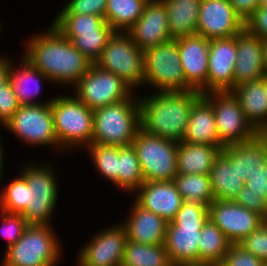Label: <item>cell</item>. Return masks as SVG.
Returning a JSON list of instances; mask_svg holds the SVG:
<instances>
[{
  "label": "cell",
  "mask_w": 267,
  "mask_h": 266,
  "mask_svg": "<svg viewBox=\"0 0 267 266\" xmlns=\"http://www.w3.org/2000/svg\"><path fill=\"white\" fill-rule=\"evenodd\" d=\"M177 42L186 83L193 90L207 93L209 40L192 34L177 38Z\"/></svg>",
  "instance_id": "20"
},
{
  "label": "cell",
  "mask_w": 267,
  "mask_h": 266,
  "mask_svg": "<svg viewBox=\"0 0 267 266\" xmlns=\"http://www.w3.org/2000/svg\"><path fill=\"white\" fill-rule=\"evenodd\" d=\"M143 183L144 177L133 145L118 147V188L129 196Z\"/></svg>",
  "instance_id": "36"
},
{
  "label": "cell",
  "mask_w": 267,
  "mask_h": 266,
  "mask_svg": "<svg viewBox=\"0 0 267 266\" xmlns=\"http://www.w3.org/2000/svg\"><path fill=\"white\" fill-rule=\"evenodd\" d=\"M86 149L100 177L118 188V146L91 143Z\"/></svg>",
  "instance_id": "37"
},
{
  "label": "cell",
  "mask_w": 267,
  "mask_h": 266,
  "mask_svg": "<svg viewBox=\"0 0 267 266\" xmlns=\"http://www.w3.org/2000/svg\"><path fill=\"white\" fill-rule=\"evenodd\" d=\"M259 6H267V0H259Z\"/></svg>",
  "instance_id": "49"
},
{
  "label": "cell",
  "mask_w": 267,
  "mask_h": 266,
  "mask_svg": "<svg viewBox=\"0 0 267 266\" xmlns=\"http://www.w3.org/2000/svg\"><path fill=\"white\" fill-rule=\"evenodd\" d=\"M165 4L172 39L196 34L201 0H161Z\"/></svg>",
  "instance_id": "29"
},
{
  "label": "cell",
  "mask_w": 267,
  "mask_h": 266,
  "mask_svg": "<svg viewBox=\"0 0 267 266\" xmlns=\"http://www.w3.org/2000/svg\"><path fill=\"white\" fill-rule=\"evenodd\" d=\"M245 28L262 40L267 39V6H259L245 22Z\"/></svg>",
  "instance_id": "44"
},
{
  "label": "cell",
  "mask_w": 267,
  "mask_h": 266,
  "mask_svg": "<svg viewBox=\"0 0 267 266\" xmlns=\"http://www.w3.org/2000/svg\"><path fill=\"white\" fill-rule=\"evenodd\" d=\"M221 154L230 164H235L236 172L246 182L267 161V133H259L247 142L228 145L221 150Z\"/></svg>",
  "instance_id": "24"
},
{
  "label": "cell",
  "mask_w": 267,
  "mask_h": 266,
  "mask_svg": "<svg viewBox=\"0 0 267 266\" xmlns=\"http://www.w3.org/2000/svg\"><path fill=\"white\" fill-rule=\"evenodd\" d=\"M1 56L0 54V87L9 82V71L11 66V59L9 56Z\"/></svg>",
  "instance_id": "46"
},
{
  "label": "cell",
  "mask_w": 267,
  "mask_h": 266,
  "mask_svg": "<svg viewBox=\"0 0 267 266\" xmlns=\"http://www.w3.org/2000/svg\"><path fill=\"white\" fill-rule=\"evenodd\" d=\"M2 21L0 20V37H1V33H3V32H1L2 31Z\"/></svg>",
  "instance_id": "50"
},
{
  "label": "cell",
  "mask_w": 267,
  "mask_h": 266,
  "mask_svg": "<svg viewBox=\"0 0 267 266\" xmlns=\"http://www.w3.org/2000/svg\"><path fill=\"white\" fill-rule=\"evenodd\" d=\"M73 87V95L91 110L123 101L134 92L116 74L95 63Z\"/></svg>",
  "instance_id": "14"
},
{
  "label": "cell",
  "mask_w": 267,
  "mask_h": 266,
  "mask_svg": "<svg viewBox=\"0 0 267 266\" xmlns=\"http://www.w3.org/2000/svg\"><path fill=\"white\" fill-rule=\"evenodd\" d=\"M212 191L215 200L234 201L241 189L245 186L230 162L220 153L210 171Z\"/></svg>",
  "instance_id": "30"
},
{
  "label": "cell",
  "mask_w": 267,
  "mask_h": 266,
  "mask_svg": "<svg viewBox=\"0 0 267 266\" xmlns=\"http://www.w3.org/2000/svg\"><path fill=\"white\" fill-rule=\"evenodd\" d=\"M45 30L27 38L22 57L44 73L51 83L72 89L89 71L93 62L82 55L52 24Z\"/></svg>",
  "instance_id": "1"
},
{
  "label": "cell",
  "mask_w": 267,
  "mask_h": 266,
  "mask_svg": "<svg viewBox=\"0 0 267 266\" xmlns=\"http://www.w3.org/2000/svg\"><path fill=\"white\" fill-rule=\"evenodd\" d=\"M11 59L9 82L11 83L20 106L33 104H50L53 97L46 101L38 100L42 90V81L51 83L50 79L37 68L33 67L25 58H21V65L13 64ZM42 80V81H41ZM32 84V85H31ZM37 97V98H36Z\"/></svg>",
  "instance_id": "25"
},
{
  "label": "cell",
  "mask_w": 267,
  "mask_h": 266,
  "mask_svg": "<svg viewBox=\"0 0 267 266\" xmlns=\"http://www.w3.org/2000/svg\"><path fill=\"white\" fill-rule=\"evenodd\" d=\"M173 182L184 202L209 206L215 200L209 174H177Z\"/></svg>",
  "instance_id": "35"
},
{
  "label": "cell",
  "mask_w": 267,
  "mask_h": 266,
  "mask_svg": "<svg viewBox=\"0 0 267 266\" xmlns=\"http://www.w3.org/2000/svg\"><path fill=\"white\" fill-rule=\"evenodd\" d=\"M0 191V210L16 214L25 210L26 178L20 172Z\"/></svg>",
  "instance_id": "38"
},
{
  "label": "cell",
  "mask_w": 267,
  "mask_h": 266,
  "mask_svg": "<svg viewBox=\"0 0 267 266\" xmlns=\"http://www.w3.org/2000/svg\"><path fill=\"white\" fill-rule=\"evenodd\" d=\"M224 147L179 142L177 174H210L215 160Z\"/></svg>",
  "instance_id": "28"
},
{
  "label": "cell",
  "mask_w": 267,
  "mask_h": 266,
  "mask_svg": "<svg viewBox=\"0 0 267 266\" xmlns=\"http://www.w3.org/2000/svg\"><path fill=\"white\" fill-rule=\"evenodd\" d=\"M1 135L2 134H0V187L2 186V185H4L3 183H1L2 182V180H3V177H2V175H4V173H2V172H4V167H5V165H4V162H5V159H4V155H5V153H4V146H3V141L1 140L2 138H1ZM4 166V167H3Z\"/></svg>",
  "instance_id": "47"
},
{
  "label": "cell",
  "mask_w": 267,
  "mask_h": 266,
  "mask_svg": "<svg viewBox=\"0 0 267 266\" xmlns=\"http://www.w3.org/2000/svg\"><path fill=\"white\" fill-rule=\"evenodd\" d=\"M235 14L246 22L259 7V0H229Z\"/></svg>",
  "instance_id": "45"
},
{
  "label": "cell",
  "mask_w": 267,
  "mask_h": 266,
  "mask_svg": "<svg viewBox=\"0 0 267 266\" xmlns=\"http://www.w3.org/2000/svg\"><path fill=\"white\" fill-rule=\"evenodd\" d=\"M263 45H264V71H265V76H267V39L263 40Z\"/></svg>",
  "instance_id": "48"
},
{
  "label": "cell",
  "mask_w": 267,
  "mask_h": 266,
  "mask_svg": "<svg viewBox=\"0 0 267 266\" xmlns=\"http://www.w3.org/2000/svg\"><path fill=\"white\" fill-rule=\"evenodd\" d=\"M209 219L224 233L231 244H238L265 220L257 213L231 200H214L208 206Z\"/></svg>",
  "instance_id": "16"
},
{
  "label": "cell",
  "mask_w": 267,
  "mask_h": 266,
  "mask_svg": "<svg viewBox=\"0 0 267 266\" xmlns=\"http://www.w3.org/2000/svg\"><path fill=\"white\" fill-rule=\"evenodd\" d=\"M263 261L238 244H231L218 266H262Z\"/></svg>",
  "instance_id": "42"
},
{
  "label": "cell",
  "mask_w": 267,
  "mask_h": 266,
  "mask_svg": "<svg viewBox=\"0 0 267 266\" xmlns=\"http://www.w3.org/2000/svg\"><path fill=\"white\" fill-rule=\"evenodd\" d=\"M202 95L190 90L139 96L141 129L150 135L181 142L192 106Z\"/></svg>",
  "instance_id": "2"
},
{
  "label": "cell",
  "mask_w": 267,
  "mask_h": 266,
  "mask_svg": "<svg viewBox=\"0 0 267 266\" xmlns=\"http://www.w3.org/2000/svg\"><path fill=\"white\" fill-rule=\"evenodd\" d=\"M244 27L229 0H201L196 34L208 40L228 38Z\"/></svg>",
  "instance_id": "17"
},
{
  "label": "cell",
  "mask_w": 267,
  "mask_h": 266,
  "mask_svg": "<svg viewBox=\"0 0 267 266\" xmlns=\"http://www.w3.org/2000/svg\"><path fill=\"white\" fill-rule=\"evenodd\" d=\"M182 142L223 147L218 139L212 104L203 95L192 106Z\"/></svg>",
  "instance_id": "27"
},
{
  "label": "cell",
  "mask_w": 267,
  "mask_h": 266,
  "mask_svg": "<svg viewBox=\"0 0 267 266\" xmlns=\"http://www.w3.org/2000/svg\"><path fill=\"white\" fill-rule=\"evenodd\" d=\"M198 243V266H218L231 246L222 230L210 219L204 224Z\"/></svg>",
  "instance_id": "31"
},
{
  "label": "cell",
  "mask_w": 267,
  "mask_h": 266,
  "mask_svg": "<svg viewBox=\"0 0 267 266\" xmlns=\"http://www.w3.org/2000/svg\"><path fill=\"white\" fill-rule=\"evenodd\" d=\"M262 266H267V261H264Z\"/></svg>",
  "instance_id": "51"
},
{
  "label": "cell",
  "mask_w": 267,
  "mask_h": 266,
  "mask_svg": "<svg viewBox=\"0 0 267 266\" xmlns=\"http://www.w3.org/2000/svg\"><path fill=\"white\" fill-rule=\"evenodd\" d=\"M58 14H89L104 18L107 0H67Z\"/></svg>",
  "instance_id": "41"
},
{
  "label": "cell",
  "mask_w": 267,
  "mask_h": 266,
  "mask_svg": "<svg viewBox=\"0 0 267 266\" xmlns=\"http://www.w3.org/2000/svg\"><path fill=\"white\" fill-rule=\"evenodd\" d=\"M3 128L27 146H49L55 152L59 151L50 104L20 106Z\"/></svg>",
  "instance_id": "11"
},
{
  "label": "cell",
  "mask_w": 267,
  "mask_h": 266,
  "mask_svg": "<svg viewBox=\"0 0 267 266\" xmlns=\"http://www.w3.org/2000/svg\"><path fill=\"white\" fill-rule=\"evenodd\" d=\"M52 23L73 46L95 63L116 32L104 18L89 14H56Z\"/></svg>",
  "instance_id": "8"
},
{
  "label": "cell",
  "mask_w": 267,
  "mask_h": 266,
  "mask_svg": "<svg viewBox=\"0 0 267 266\" xmlns=\"http://www.w3.org/2000/svg\"><path fill=\"white\" fill-rule=\"evenodd\" d=\"M126 33L143 51L172 40L165 4L149 0L138 21Z\"/></svg>",
  "instance_id": "19"
},
{
  "label": "cell",
  "mask_w": 267,
  "mask_h": 266,
  "mask_svg": "<svg viewBox=\"0 0 267 266\" xmlns=\"http://www.w3.org/2000/svg\"><path fill=\"white\" fill-rule=\"evenodd\" d=\"M247 252L267 261V221H264L254 232H251L238 243Z\"/></svg>",
  "instance_id": "40"
},
{
  "label": "cell",
  "mask_w": 267,
  "mask_h": 266,
  "mask_svg": "<svg viewBox=\"0 0 267 266\" xmlns=\"http://www.w3.org/2000/svg\"><path fill=\"white\" fill-rule=\"evenodd\" d=\"M266 94H267V76H266Z\"/></svg>",
  "instance_id": "52"
},
{
  "label": "cell",
  "mask_w": 267,
  "mask_h": 266,
  "mask_svg": "<svg viewBox=\"0 0 267 266\" xmlns=\"http://www.w3.org/2000/svg\"><path fill=\"white\" fill-rule=\"evenodd\" d=\"M144 86L155 92L193 90L186 83L177 39L144 51Z\"/></svg>",
  "instance_id": "9"
},
{
  "label": "cell",
  "mask_w": 267,
  "mask_h": 266,
  "mask_svg": "<svg viewBox=\"0 0 267 266\" xmlns=\"http://www.w3.org/2000/svg\"><path fill=\"white\" fill-rule=\"evenodd\" d=\"M129 216L121 221L128 240L147 245L164 244L168 222L153 212L132 202Z\"/></svg>",
  "instance_id": "23"
},
{
  "label": "cell",
  "mask_w": 267,
  "mask_h": 266,
  "mask_svg": "<svg viewBox=\"0 0 267 266\" xmlns=\"http://www.w3.org/2000/svg\"><path fill=\"white\" fill-rule=\"evenodd\" d=\"M20 104L17 101L10 82L0 87V125L4 126L18 110Z\"/></svg>",
  "instance_id": "43"
},
{
  "label": "cell",
  "mask_w": 267,
  "mask_h": 266,
  "mask_svg": "<svg viewBox=\"0 0 267 266\" xmlns=\"http://www.w3.org/2000/svg\"><path fill=\"white\" fill-rule=\"evenodd\" d=\"M0 233L6 239L7 247L15 244L23 235L29 225L21 214L8 213L0 210Z\"/></svg>",
  "instance_id": "39"
},
{
  "label": "cell",
  "mask_w": 267,
  "mask_h": 266,
  "mask_svg": "<svg viewBox=\"0 0 267 266\" xmlns=\"http://www.w3.org/2000/svg\"><path fill=\"white\" fill-rule=\"evenodd\" d=\"M121 266H174L164 244L147 245L127 240Z\"/></svg>",
  "instance_id": "34"
},
{
  "label": "cell",
  "mask_w": 267,
  "mask_h": 266,
  "mask_svg": "<svg viewBox=\"0 0 267 266\" xmlns=\"http://www.w3.org/2000/svg\"><path fill=\"white\" fill-rule=\"evenodd\" d=\"M203 96L212 104L218 139L223 147L250 141L259 134L247 121L232 91L208 92Z\"/></svg>",
  "instance_id": "13"
},
{
  "label": "cell",
  "mask_w": 267,
  "mask_h": 266,
  "mask_svg": "<svg viewBox=\"0 0 267 266\" xmlns=\"http://www.w3.org/2000/svg\"><path fill=\"white\" fill-rule=\"evenodd\" d=\"M26 163L21 167L23 171H19L26 178L25 210L21 215L28 224L52 225L59 202L57 164Z\"/></svg>",
  "instance_id": "5"
},
{
  "label": "cell",
  "mask_w": 267,
  "mask_h": 266,
  "mask_svg": "<svg viewBox=\"0 0 267 266\" xmlns=\"http://www.w3.org/2000/svg\"><path fill=\"white\" fill-rule=\"evenodd\" d=\"M231 91L238 98L240 107L253 128L258 133H267L266 76L244 82Z\"/></svg>",
  "instance_id": "26"
},
{
  "label": "cell",
  "mask_w": 267,
  "mask_h": 266,
  "mask_svg": "<svg viewBox=\"0 0 267 266\" xmlns=\"http://www.w3.org/2000/svg\"><path fill=\"white\" fill-rule=\"evenodd\" d=\"M234 201L267 221V161L246 179Z\"/></svg>",
  "instance_id": "32"
},
{
  "label": "cell",
  "mask_w": 267,
  "mask_h": 266,
  "mask_svg": "<svg viewBox=\"0 0 267 266\" xmlns=\"http://www.w3.org/2000/svg\"><path fill=\"white\" fill-rule=\"evenodd\" d=\"M236 35L209 40L207 93L234 88Z\"/></svg>",
  "instance_id": "18"
},
{
  "label": "cell",
  "mask_w": 267,
  "mask_h": 266,
  "mask_svg": "<svg viewBox=\"0 0 267 266\" xmlns=\"http://www.w3.org/2000/svg\"><path fill=\"white\" fill-rule=\"evenodd\" d=\"M148 1L107 0L104 20L116 32H127L138 21Z\"/></svg>",
  "instance_id": "33"
},
{
  "label": "cell",
  "mask_w": 267,
  "mask_h": 266,
  "mask_svg": "<svg viewBox=\"0 0 267 266\" xmlns=\"http://www.w3.org/2000/svg\"><path fill=\"white\" fill-rule=\"evenodd\" d=\"M132 196L144 209L171 222L184 202L173 181H146Z\"/></svg>",
  "instance_id": "22"
},
{
  "label": "cell",
  "mask_w": 267,
  "mask_h": 266,
  "mask_svg": "<svg viewBox=\"0 0 267 266\" xmlns=\"http://www.w3.org/2000/svg\"><path fill=\"white\" fill-rule=\"evenodd\" d=\"M132 145L137 152L144 182L173 181L177 175L178 142L140 129Z\"/></svg>",
  "instance_id": "12"
},
{
  "label": "cell",
  "mask_w": 267,
  "mask_h": 266,
  "mask_svg": "<svg viewBox=\"0 0 267 266\" xmlns=\"http://www.w3.org/2000/svg\"><path fill=\"white\" fill-rule=\"evenodd\" d=\"M112 225L93 234L81 246L76 256V266H121L128 240L127 233L121 222Z\"/></svg>",
  "instance_id": "15"
},
{
  "label": "cell",
  "mask_w": 267,
  "mask_h": 266,
  "mask_svg": "<svg viewBox=\"0 0 267 266\" xmlns=\"http://www.w3.org/2000/svg\"><path fill=\"white\" fill-rule=\"evenodd\" d=\"M137 93L127 99L93 110L91 143L126 147L132 145L141 129L140 103Z\"/></svg>",
  "instance_id": "4"
},
{
  "label": "cell",
  "mask_w": 267,
  "mask_h": 266,
  "mask_svg": "<svg viewBox=\"0 0 267 266\" xmlns=\"http://www.w3.org/2000/svg\"><path fill=\"white\" fill-rule=\"evenodd\" d=\"M95 64L116 74L134 92L144 87V51L126 32L113 34Z\"/></svg>",
  "instance_id": "10"
},
{
  "label": "cell",
  "mask_w": 267,
  "mask_h": 266,
  "mask_svg": "<svg viewBox=\"0 0 267 266\" xmlns=\"http://www.w3.org/2000/svg\"><path fill=\"white\" fill-rule=\"evenodd\" d=\"M52 225L29 224L22 237L4 251L2 266H57L62 242Z\"/></svg>",
  "instance_id": "6"
},
{
  "label": "cell",
  "mask_w": 267,
  "mask_h": 266,
  "mask_svg": "<svg viewBox=\"0 0 267 266\" xmlns=\"http://www.w3.org/2000/svg\"><path fill=\"white\" fill-rule=\"evenodd\" d=\"M208 219L207 205L183 202L168 222L164 246L174 266H198L199 237Z\"/></svg>",
  "instance_id": "3"
},
{
  "label": "cell",
  "mask_w": 267,
  "mask_h": 266,
  "mask_svg": "<svg viewBox=\"0 0 267 266\" xmlns=\"http://www.w3.org/2000/svg\"><path fill=\"white\" fill-rule=\"evenodd\" d=\"M50 105L59 152L87 148L93 136V110L73 94L56 95Z\"/></svg>",
  "instance_id": "7"
},
{
  "label": "cell",
  "mask_w": 267,
  "mask_h": 266,
  "mask_svg": "<svg viewBox=\"0 0 267 266\" xmlns=\"http://www.w3.org/2000/svg\"><path fill=\"white\" fill-rule=\"evenodd\" d=\"M234 87L265 77L263 40L245 27L236 34Z\"/></svg>",
  "instance_id": "21"
}]
</instances>
